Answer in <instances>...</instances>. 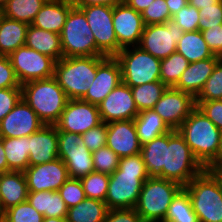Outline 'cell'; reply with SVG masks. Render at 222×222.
Instances as JSON below:
<instances>
[{
	"instance_id": "cell-1",
	"label": "cell",
	"mask_w": 222,
	"mask_h": 222,
	"mask_svg": "<svg viewBox=\"0 0 222 222\" xmlns=\"http://www.w3.org/2000/svg\"><path fill=\"white\" fill-rule=\"evenodd\" d=\"M150 177L142 154L122 157L110 175L105 203L108 209L135 208L143 183Z\"/></svg>"
},
{
	"instance_id": "cell-2",
	"label": "cell",
	"mask_w": 222,
	"mask_h": 222,
	"mask_svg": "<svg viewBox=\"0 0 222 222\" xmlns=\"http://www.w3.org/2000/svg\"><path fill=\"white\" fill-rule=\"evenodd\" d=\"M177 130L204 168H208L218 158L222 131L197 107Z\"/></svg>"
},
{
	"instance_id": "cell-3",
	"label": "cell",
	"mask_w": 222,
	"mask_h": 222,
	"mask_svg": "<svg viewBox=\"0 0 222 222\" xmlns=\"http://www.w3.org/2000/svg\"><path fill=\"white\" fill-rule=\"evenodd\" d=\"M22 99L45 125H55L69 100L54 77L21 85Z\"/></svg>"
},
{
	"instance_id": "cell-4",
	"label": "cell",
	"mask_w": 222,
	"mask_h": 222,
	"mask_svg": "<svg viewBox=\"0 0 222 222\" xmlns=\"http://www.w3.org/2000/svg\"><path fill=\"white\" fill-rule=\"evenodd\" d=\"M106 56L63 57L54 75L68 99H82L95 79L97 66Z\"/></svg>"
},
{
	"instance_id": "cell-5",
	"label": "cell",
	"mask_w": 222,
	"mask_h": 222,
	"mask_svg": "<svg viewBox=\"0 0 222 222\" xmlns=\"http://www.w3.org/2000/svg\"><path fill=\"white\" fill-rule=\"evenodd\" d=\"M204 169L178 130L171 129L165 133L163 179L175 181L184 187Z\"/></svg>"
},
{
	"instance_id": "cell-6",
	"label": "cell",
	"mask_w": 222,
	"mask_h": 222,
	"mask_svg": "<svg viewBox=\"0 0 222 222\" xmlns=\"http://www.w3.org/2000/svg\"><path fill=\"white\" fill-rule=\"evenodd\" d=\"M184 188L199 222H222V187L209 169L205 168Z\"/></svg>"
},
{
	"instance_id": "cell-7",
	"label": "cell",
	"mask_w": 222,
	"mask_h": 222,
	"mask_svg": "<svg viewBox=\"0 0 222 222\" xmlns=\"http://www.w3.org/2000/svg\"><path fill=\"white\" fill-rule=\"evenodd\" d=\"M181 188L175 181L150 176L143 183L134 209L145 222H163L173 197Z\"/></svg>"
},
{
	"instance_id": "cell-8",
	"label": "cell",
	"mask_w": 222,
	"mask_h": 222,
	"mask_svg": "<svg viewBox=\"0 0 222 222\" xmlns=\"http://www.w3.org/2000/svg\"><path fill=\"white\" fill-rule=\"evenodd\" d=\"M63 57L103 56L96 48V42L85 13L72 7L60 33Z\"/></svg>"
},
{
	"instance_id": "cell-9",
	"label": "cell",
	"mask_w": 222,
	"mask_h": 222,
	"mask_svg": "<svg viewBox=\"0 0 222 222\" xmlns=\"http://www.w3.org/2000/svg\"><path fill=\"white\" fill-rule=\"evenodd\" d=\"M121 68L122 82L130 87L160 81L161 60L139 46L127 47L115 56Z\"/></svg>"
},
{
	"instance_id": "cell-10",
	"label": "cell",
	"mask_w": 222,
	"mask_h": 222,
	"mask_svg": "<svg viewBox=\"0 0 222 222\" xmlns=\"http://www.w3.org/2000/svg\"><path fill=\"white\" fill-rule=\"evenodd\" d=\"M93 32L97 50L106 57H115L121 50L113 26V7L92 5L80 8Z\"/></svg>"
},
{
	"instance_id": "cell-11",
	"label": "cell",
	"mask_w": 222,
	"mask_h": 222,
	"mask_svg": "<svg viewBox=\"0 0 222 222\" xmlns=\"http://www.w3.org/2000/svg\"><path fill=\"white\" fill-rule=\"evenodd\" d=\"M8 57L21 85L54 75L56 61L26 45L19 47Z\"/></svg>"
},
{
	"instance_id": "cell-12",
	"label": "cell",
	"mask_w": 222,
	"mask_h": 222,
	"mask_svg": "<svg viewBox=\"0 0 222 222\" xmlns=\"http://www.w3.org/2000/svg\"><path fill=\"white\" fill-rule=\"evenodd\" d=\"M58 158L68 169L69 177L81 179L94 172L92 152L81 143V135L58 131Z\"/></svg>"
},
{
	"instance_id": "cell-13",
	"label": "cell",
	"mask_w": 222,
	"mask_h": 222,
	"mask_svg": "<svg viewBox=\"0 0 222 222\" xmlns=\"http://www.w3.org/2000/svg\"><path fill=\"white\" fill-rule=\"evenodd\" d=\"M184 31L173 21L165 24H150L144 27L139 47L159 60L176 51L177 43Z\"/></svg>"
},
{
	"instance_id": "cell-14",
	"label": "cell",
	"mask_w": 222,
	"mask_h": 222,
	"mask_svg": "<svg viewBox=\"0 0 222 222\" xmlns=\"http://www.w3.org/2000/svg\"><path fill=\"white\" fill-rule=\"evenodd\" d=\"M101 122L98 105L81 99H69L55 126L57 131L81 135Z\"/></svg>"
},
{
	"instance_id": "cell-15",
	"label": "cell",
	"mask_w": 222,
	"mask_h": 222,
	"mask_svg": "<svg viewBox=\"0 0 222 222\" xmlns=\"http://www.w3.org/2000/svg\"><path fill=\"white\" fill-rule=\"evenodd\" d=\"M196 108L195 98L183 91L168 87L153 110L172 130H177Z\"/></svg>"
},
{
	"instance_id": "cell-16",
	"label": "cell",
	"mask_w": 222,
	"mask_h": 222,
	"mask_svg": "<svg viewBox=\"0 0 222 222\" xmlns=\"http://www.w3.org/2000/svg\"><path fill=\"white\" fill-rule=\"evenodd\" d=\"M102 122L134 120L140 113L133 99L131 87L121 82L98 104Z\"/></svg>"
},
{
	"instance_id": "cell-17",
	"label": "cell",
	"mask_w": 222,
	"mask_h": 222,
	"mask_svg": "<svg viewBox=\"0 0 222 222\" xmlns=\"http://www.w3.org/2000/svg\"><path fill=\"white\" fill-rule=\"evenodd\" d=\"M112 21L118 46L121 49L139 46L145 27L140 12L122 2L113 7Z\"/></svg>"
},
{
	"instance_id": "cell-18",
	"label": "cell",
	"mask_w": 222,
	"mask_h": 222,
	"mask_svg": "<svg viewBox=\"0 0 222 222\" xmlns=\"http://www.w3.org/2000/svg\"><path fill=\"white\" fill-rule=\"evenodd\" d=\"M28 191H58L69 178L68 169L60 158L35 166L24 171Z\"/></svg>"
},
{
	"instance_id": "cell-19",
	"label": "cell",
	"mask_w": 222,
	"mask_h": 222,
	"mask_svg": "<svg viewBox=\"0 0 222 222\" xmlns=\"http://www.w3.org/2000/svg\"><path fill=\"white\" fill-rule=\"evenodd\" d=\"M44 125L36 112L21 99L1 120L0 137L14 138L29 136Z\"/></svg>"
},
{
	"instance_id": "cell-20",
	"label": "cell",
	"mask_w": 222,
	"mask_h": 222,
	"mask_svg": "<svg viewBox=\"0 0 222 222\" xmlns=\"http://www.w3.org/2000/svg\"><path fill=\"white\" fill-rule=\"evenodd\" d=\"M121 82V68L118 60L115 57H105L98 64L95 79L81 100L98 105Z\"/></svg>"
},
{
	"instance_id": "cell-21",
	"label": "cell",
	"mask_w": 222,
	"mask_h": 222,
	"mask_svg": "<svg viewBox=\"0 0 222 222\" xmlns=\"http://www.w3.org/2000/svg\"><path fill=\"white\" fill-rule=\"evenodd\" d=\"M120 158L141 153L142 144L134 120L107 123V143Z\"/></svg>"
},
{
	"instance_id": "cell-22",
	"label": "cell",
	"mask_w": 222,
	"mask_h": 222,
	"mask_svg": "<svg viewBox=\"0 0 222 222\" xmlns=\"http://www.w3.org/2000/svg\"><path fill=\"white\" fill-rule=\"evenodd\" d=\"M58 158V131L55 125H44L29 135V166Z\"/></svg>"
},
{
	"instance_id": "cell-23",
	"label": "cell",
	"mask_w": 222,
	"mask_h": 222,
	"mask_svg": "<svg viewBox=\"0 0 222 222\" xmlns=\"http://www.w3.org/2000/svg\"><path fill=\"white\" fill-rule=\"evenodd\" d=\"M220 59L221 58H207L190 63L173 88L188 93L196 98L202 90L206 80L212 75Z\"/></svg>"
},
{
	"instance_id": "cell-24",
	"label": "cell",
	"mask_w": 222,
	"mask_h": 222,
	"mask_svg": "<svg viewBox=\"0 0 222 222\" xmlns=\"http://www.w3.org/2000/svg\"><path fill=\"white\" fill-rule=\"evenodd\" d=\"M28 186L24 172L0 173V204L2 211L27 201Z\"/></svg>"
},
{
	"instance_id": "cell-25",
	"label": "cell",
	"mask_w": 222,
	"mask_h": 222,
	"mask_svg": "<svg viewBox=\"0 0 222 222\" xmlns=\"http://www.w3.org/2000/svg\"><path fill=\"white\" fill-rule=\"evenodd\" d=\"M72 7L70 0H47L31 25L60 34Z\"/></svg>"
},
{
	"instance_id": "cell-26",
	"label": "cell",
	"mask_w": 222,
	"mask_h": 222,
	"mask_svg": "<svg viewBox=\"0 0 222 222\" xmlns=\"http://www.w3.org/2000/svg\"><path fill=\"white\" fill-rule=\"evenodd\" d=\"M25 45L56 62L63 58L60 34L29 25Z\"/></svg>"
},
{
	"instance_id": "cell-27",
	"label": "cell",
	"mask_w": 222,
	"mask_h": 222,
	"mask_svg": "<svg viewBox=\"0 0 222 222\" xmlns=\"http://www.w3.org/2000/svg\"><path fill=\"white\" fill-rule=\"evenodd\" d=\"M28 24L10 19L0 13V55L9 56L24 46Z\"/></svg>"
},
{
	"instance_id": "cell-28",
	"label": "cell",
	"mask_w": 222,
	"mask_h": 222,
	"mask_svg": "<svg viewBox=\"0 0 222 222\" xmlns=\"http://www.w3.org/2000/svg\"><path fill=\"white\" fill-rule=\"evenodd\" d=\"M27 201L44 217H67L68 207L58 191H29Z\"/></svg>"
},
{
	"instance_id": "cell-29",
	"label": "cell",
	"mask_w": 222,
	"mask_h": 222,
	"mask_svg": "<svg viewBox=\"0 0 222 222\" xmlns=\"http://www.w3.org/2000/svg\"><path fill=\"white\" fill-rule=\"evenodd\" d=\"M176 51L182 54L189 63L207 58H220L213 55L199 30L184 32L177 43Z\"/></svg>"
},
{
	"instance_id": "cell-30",
	"label": "cell",
	"mask_w": 222,
	"mask_h": 222,
	"mask_svg": "<svg viewBox=\"0 0 222 222\" xmlns=\"http://www.w3.org/2000/svg\"><path fill=\"white\" fill-rule=\"evenodd\" d=\"M134 123L142 145L171 130L153 109L141 111Z\"/></svg>"
},
{
	"instance_id": "cell-31",
	"label": "cell",
	"mask_w": 222,
	"mask_h": 222,
	"mask_svg": "<svg viewBox=\"0 0 222 222\" xmlns=\"http://www.w3.org/2000/svg\"><path fill=\"white\" fill-rule=\"evenodd\" d=\"M5 150L9 171L24 172L29 166V136L0 137Z\"/></svg>"
},
{
	"instance_id": "cell-32",
	"label": "cell",
	"mask_w": 222,
	"mask_h": 222,
	"mask_svg": "<svg viewBox=\"0 0 222 222\" xmlns=\"http://www.w3.org/2000/svg\"><path fill=\"white\" fill-rule=\"evenodd\" d=\"M108 210L105 202L86 197L81 203L68 208L66 220L67 222H104Z\"/></svg>"
},
{
	"instance_id": "cell-33",
	"label": "cell",
	"mask_w": 222,
	"mask_h": 222,
	"mask_svg": "<svg viewBox=\"0 0 222 222\" xmlns=\"http://www.w3.org/2000/svg\"><path fill=\"white\" fill-rule=\"evenodd\" d=\"M141 154L150 176L163 178L165 165V134L142 145Z\"/></svg>"
},
{
	"instance_id": "cell-34",
	"label": "cell",
	"mask_w": 222,
	"mask_h": 222,
	"mask_svg": "<svg viewBox=\"0 0 222 222\" xmlns=\"http://www.w3.org/2000/svg\"><path fill=\"white\" fill-rule=\"evenodd\" d=\"M47 0H8L1 9V14L7 18L31 25L36 14Z\"/></svg>"
},
{
	"instance_id": "cell-35",
	"label": "cell",
	"mask_w": 222,
	"mask_h": 222,
	"mask_svg": "<svg viewBox=\"0 0 222 222\" xmlns=\"http://www.w3.org/2000/svg\"><path fill=\"white\" fill-rule=\"evenodd\" d=\"M163 222H199L184 187L173 197Z\"/></svg>"
},
{
	"instance_id": "cell-36",
	"label": "cell",
	"mask_w": 222,
	"mask_h": 222,
	"mask_svg": "<svg viewBox=\"0 0 222 222\" xmlns=\"http://www.w3.org/2000/svg\"><path fill=\"white\" fill-rule=\"evenodd\" d=\"M167 88L161 81L131 87L138 111L153 109Z\"/></svg>"
},
{
	"instance_id": "cell-37",
	"label": "cell",
	"mask_w": 222,
	"mask_h": 222,
	"mask_svg": "<svg viewBox=\"0 0 222 222\" xmlns=\"http://www.w3.org/2000/svg\"><path fill=\"white\" fill-rule=\"evenodd\" d=\"M189 64L182 54L177 51L173 52L167 58L161 60L160 81L167 87H174Z\"/></svg>"
},
{
	"instance_id": "cell-38",
	"label": "cell",
	"mask_w": 222,
	"mask_h": 222,
	"mask_svg": "<svg viewBox=\"0 0 222 222\" xmlns=\"http://www.w3.org/2000/svg\"><path fill=\"white\" fill-rule=\"evenodd\" d=\"M110 175L92 172L80 179L87 198L105 202Z\"/></svg>"
},
{
	"instance_id": "cell-39",
	"label": "cell",
	"mask_w": 222,
	"mask_h": 222,
	"mask_svg": "<svg viewBox=\"0 0 222 222\" xmlns=\"http://www.w3.org/2000/svg\"><path fill=\"white\" fill-rule=\"evenodd\" d=\"M222 99V58L217 62L212 75L206 80L195 101Z\"/></svg>"
},
{
	"instance_id": "cell-40",
	"label": "cell",
	"mask_w": 222,
	"mask_h": 222,
	"mask_svg": "<svg viewBox=\"0 0 222 222\" xmlns=\"http://www.w3.org/2000/svg\"><path fill=\"white\" fill-rule=\"evenodd\" d=\"M44 216L28 201L19 203L3 212L2 222H42Z\"/></svg>"
},
{
	"instance_id": "cell-41",
	"label": "cell",
	"mask_w": 222,
	"mask_h": 222,
	"mask_svg": "<svg viewBox=\"0 0 222 222\" xmlns=\"http://www.w3.org/2000/svg\"><path fill=\"white\" fill-rule=\"evenodd\" d=\"M94 172L111 175L119 165L120 157L107 145L92 152Z\"/></svg>"
},
{
	"instance_id": "cell-42",
	"label": "cell",
	"mask_w": 222,
	"mask_h": 222,
	"mask_svg": "<svg viewBox=\"0 0 222 222\" xmlns=\"http://www.w3.org/2000/svg\"><path fill=\"white\" fill-rule=\"evenodd\" d=\"M58 193L68 208L76 206L86 198L81 181L77 178L69 177L58 189Z\"/></svg>"
},
{
	"instance_id": "cell-43",
	"label": "cell",
	"mask_w": 222,
	"mask_h": 222,
	"mask_svg": "<svg viewBox=\"0 0 222 222\" xmlns=\"http://www.w3.org/2000/svg\"><path fill=\"white\" fill-rule=\"evenodd\" d=\"M141 15L145 26L150 24H165L168 20L172 19L166 0H154L141 12Z\"/></svg>"
},
{
	"instance_id": "cell-44",
	"label": "cell",
	"mask_w": 222,
	"mask_h": 222,
	"mask_svg": "<svg viewBox=\"0 0 222 222\" xmlns=\"http://www.w3.org/2000/svg\"><path fill=\"white\" fill-rule=\"evenodd\" d=\"M81 143H83L90 152L97 151L99 148L106 146L107 123L101 122L99 125L81 134Z\"/></svg>"
},
{
	"instance_id": "cell-45",
	"label": "cell",
	"mask_w": 222,
	"mask_h": 222,
	"mask_svg": "<svg viewBox=\"0 0 222 222\" xmlns=\"http://www.w3.org/2000/svg\"><path fill=\"white\" fill-rule=\"evenodd\" d=\"M199 17V10L188 4L180 9L172 19L184 32H188L198 30Z\"/></svg>"
},
{
	"instance_id": "cell-46",
	"label": "cell",
	"mask_w": 222,
	"mask_h": 222,
	"mask_svg": "<svg viewBox=\"0 0 222 222\" xmlns=\"http://www.w3.org/2000/svg\"><path fill=\"white\" fill-rule=\"evenodd\" d=\"M199 15V31L222 24V1L208 7H203L199 10Z\"/></svg>"
},
{
	"instance_id": "cell-47",
	"label": "cell",
	"mask_w": 222,
	"mask_h": 222,
	"mask_svg": "<svg viewBox=\"0 0 222 222\" xmlns=\"http://www.w3.org/2000/svg\"><path fill=\"white\" fill-rule=\"evenodd\" d=\"M21 99V87L0 89V122Z\"/></svg>"
},
{
	"instance_id": "cell-48",
	"label": "cell",
	"mask_w": 222,
	"mask_h": 222,
	"mask_svg": "<svg viewBox=\"0 0 222 222\" xmlns=\"http://www.w3.org/2000/svg\"><path fill=\"white\" fill-rule=\"evenodd\" d=\"M196 107L222 131V101H196Z\"/></svg>"
},
{
	"instance_id": "cell-49",
	"label": "cell",
	"mask_w": 222,
	"mask_h": 222,
	"mask_svg": "<svg viewBox=\"0 0 222 222\" xmlns=\"http://www.w3.org/2000/svg\"><path fill=\"white\" fill-rule=\"evenodd\" d=\"M21 87L8 56L0 55V89Z\"/></svg>"
},
{
	"instance_id": "cell-50",
	"label": "cell",
	"mask_w": 222,
	"mask_h": 222,
	"mask_svg": "<svg viewBox=\"0 0 222 222\" xmlns=\"http://www.w3.org/2000/svg\"><path fill=\"white\" fill-rule=\"evenodd\" d=\"M213 55L222 58V24L201 31Z\"/></svg>"
},
{
	"instance_id": "cell-51",
	"label": "cell",
	"mask_w": 222,
	"mask_h": 222,
	"mask_svg": "<svg viewBox=\"0 0 222 222\" xmlns=\"http://www.w3.org/2000/svg\"><path fill=\"white\" fill-rule=\"evenodd\" d=\"M104 222H145L142 217L132 209H110Z\"/></svg>"
},
{
	"instance_id": "cell-52",
	"label": "cell",
	"mask_w": 222,
	"mask_h": 222,
	"mask_svg": "<svg viewBox=\"0 0 222 222\" xmlns=\"http://www.w3.org/2000/svg\"><path fill=\"white\" fill-rule=\"evenodd\" d=\"M74 7L81 8L92 5H107L114 7L123 2V0H70Z\"/></svg>"
},
{
	"instance_id": "cell-53",
	"label": "cell",
	"mask_w": 222,
	"mask_h": 222,
	"mask_svg": "<svg viewBox=\"0 0 222 222\" xmlns=\"http://www.w3.org/2000/svg\"><path fill=\"white\" fill-rule=\"evenodd\" d=\"M166 4L173 17L180 9L188 5V0H166Z\"/></svg>"
},
{
	"instance_id": "cell-54",
	"label": "cell",
	"mask_w": 222,
	"mask_h": 222,
	"mask_svg": "<svg viewBox=\"0 0 222 222\" xmlns=\"http://www.w3.org/2000/svg\"><path fill=\"white\" fill-rule=\"evenodd\" d=\"M154 0H123L128 6L135 9L137 12H142L146 9Z\"/></svg>"
},
{
	"instance_id": "cell-55",
	"label": "cell",
	"mask_w": 222,
	"mask_h": 222,
	"mask_svg": "<svg viewBox=\"0 0 222 222\" xmlns=\"http://www.w3.org/2000/svg\"><path fill=\"white\" fill-rule=\"evenodd\" d=\"M221 1L222 0H188V4L200 10L203 7H208Z\"/></svg>"
},
{
	"instance_id": "cell-56",
	"label": "cell",
	"mask_w": 222,
	"mask_h": 222,
	"mask_svg": "<svg viewBox=\"0 0 222 222\" xmlns=\"http://www.w3.org/2000/svg\"><path fill=\"white\" fill-rule=\"evenodd\" d=\"M8 163L5 155V150L2 144V140L0 139V173L8 172Z\"/></svg>"
},
{
	"instance_id": "cell-57",
	"label": "cell",
	"mask_w": 222,
	"mask_h": 222,
	"mask_svg": "<svg viewBox=\"0 0 222 222\" xmlns=\"http://www.w3.org/2000/svg\"><path fill=\"white\" fill-rule=\"evenodd\" d=\"M207 169L219 180L222 187V163H212Z\"/></svg>"
},
{
	"instance_id": "cell-58",
	"label": "cell",
	"mask_w": 222,
	"mask_h": 222,
	"mask_svg": "<svg viewBox=\"0 0 222 222\" xmlns=\"http://www.w3.org/2000/svg\"><path fill=\"white\" fill-rule=\"evenodd\" d=\"M42 222H67L66 218L44 217Z\"/></svg>"
},
{
	"instance_id": "cell-59",
	"label": "cell",
	"mask_w": 222,
	"mask_h": 222,
	"mask_svg": "<svg viewBox=\"0 0 222 222\" xmlns=\"http://www.w3.org/2000/svg\"><path fill=\"white\" fill-rule=\"evenodd\" d=\"M213 163H222V142H221V149H220L218 158Z\"/></svg>"
},
{
	"instance_id": "cell-60",
	"label": "cell",
	"mask_w": 222,
	"mask_h": 222,
	"mask_svg": "<svg viewBox=\"0 0 222 222\" xmlns=\"http://www.w3.org/2000/svg\"><path fill=\"white\" fill-rule=\"evenodd\" d=\"M8 0H0V11L5 6Z\"/></svg>"
},
{
	"instance_id": "cell-61",
	"label": "cell",
	"mask_w": 222,
	"mask_h": 222,
	"mask_svg": "<svg viewBox=\"0 0 222 222\" xmlns=\"http://www.w3.org/2000/svg\"><path fill=\"white\" fill-rule=\"evenodd\" d=\"M2 218H3V211H2L1 204H0V222H2Z\"/></svg>"
}]
</instances>
